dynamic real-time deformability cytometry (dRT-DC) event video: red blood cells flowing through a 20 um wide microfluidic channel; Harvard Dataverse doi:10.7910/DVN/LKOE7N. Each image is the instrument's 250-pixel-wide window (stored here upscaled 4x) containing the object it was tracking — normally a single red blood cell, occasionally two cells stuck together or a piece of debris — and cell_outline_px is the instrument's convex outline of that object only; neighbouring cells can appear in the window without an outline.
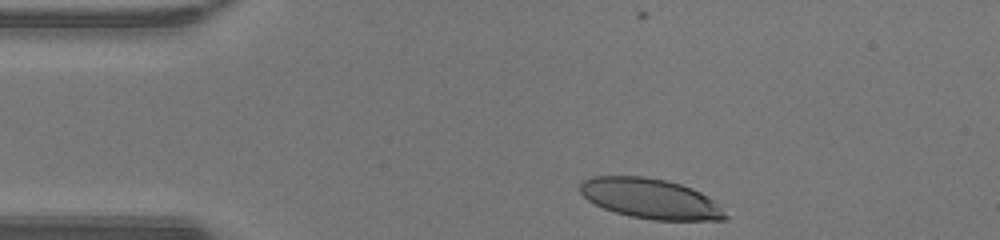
{"species": "human", "species_latin": "Homo sapiens", "temperature_condition": "warm", "stored_images_in_passage": 31, "camera_frame_rate_fps": 3000, "um_per_image_px": 0.085, "donor": {"sex": "male"}, "frame": {"image": 1, "passage_image": 1, "time_ms": 0.0, "image_size_px": [1000, 240], "cell_outline_px": [[728, 216], [724, 220], [652, 220], [632, 216], [616, 212], [604, 208], [588, 200], [580, 192], [580, 184], [584, 180], [592, 176], [644, 176], [668, 180], [692, 188], [716, 200]], "centroid_in_image_um": [55.33, 16.88], "position_along_channel_um": 29.7, "area_um2": 33.99}}
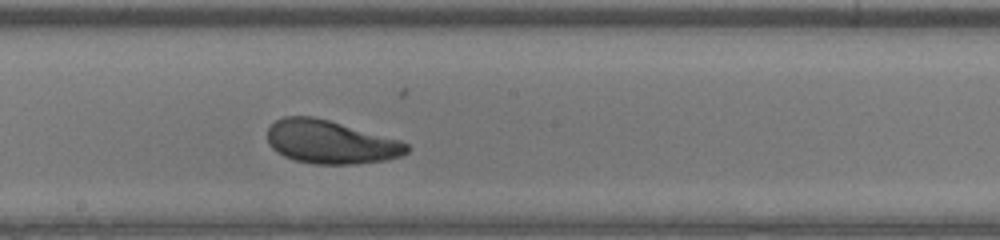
{"frame": {"image": 2, "passage_image": 18, "time_ms": 5.667, "image_size_px": [1000, 240], "cell_outline_px": [[408, 152], [400, 156], [384, 160], [356, 164], [312, 164], [296, 160], [284, 156], [276, 152], [268, 144], [268, 128], [276, 120], [284, 116], [312, 116], [328, 120], [400, 140], [408, 144]], "centroid_in_image_um": [28.07, 12.08], "position_along_channel_um": 220.1, "area_um2": 35.03}}
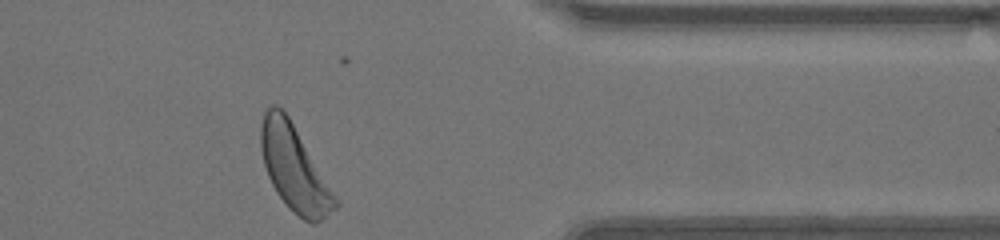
{"frame": {"image": 3, "passage_image": 31, "time_ms": 10.0, "image_size_px": [1000, 240], "cell_outline_px": [[340, 204], [336, 208], [316, 224], [312, 224], [304, 220], [288, 208], [276, 192], [268, 176], [264, 164], [260, 148], [260, 124], [264, 112], [268, 104], [276, 104], [288, 116]], "centroid_in_image_um": [24.97, 14.31], "position_along_channel_um": 386.4, "area_um2": 36.41}, "authors_computed_cell_mechanics": {"area_um2": 35.3158, "velocity_mm_per_s": 4.3127, "shape_relaxation_time_tau1_ms": 3.0273, "shape_relaxation_time_tau2_ms": 2.0017, "deformation_change_tau1": 0.1468, "deformation_change_tau2": 0.0989}}